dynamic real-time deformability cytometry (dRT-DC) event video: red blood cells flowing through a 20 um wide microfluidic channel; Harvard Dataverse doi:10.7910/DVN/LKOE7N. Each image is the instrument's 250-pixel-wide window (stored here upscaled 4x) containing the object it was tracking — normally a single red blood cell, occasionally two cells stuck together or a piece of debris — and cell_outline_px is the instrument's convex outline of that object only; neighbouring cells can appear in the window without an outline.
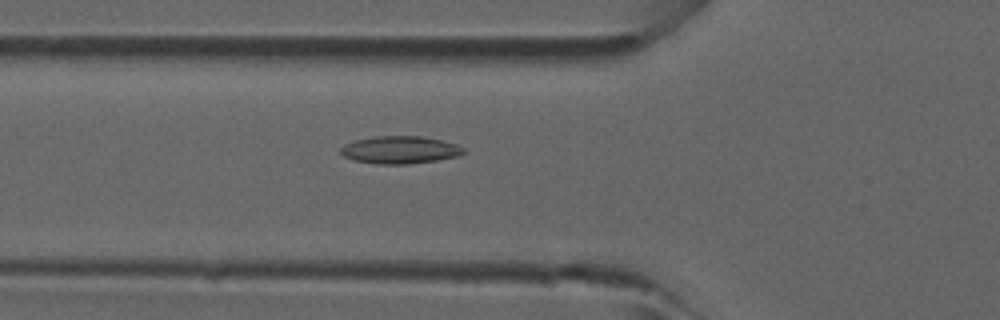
{"species": "common noctule bat (a hibernating species)", "species_latin": "Nyctalus noctula", "temperature_condition": "room temperature", "stored_images_in_passage": 32, "camera_frame_rate_fps": 3000, "um_per_image_px": 0.085, "animal": {"sex": "male", "forearm_length_mm": 52.5}, "frame": {"image": 1, "passage_image": 5, "time_ms": 1.333, "image_size_px": [1000, 320], "cell_outline_px": [[464, 152], [460, 156], [436, 160], [408, 164], [376, 164], [356, 160], [344, 156], [340, 152], [340, 148], [344, 144], [356, 140], [376, 136], [420, 136], [440, 140], [456, 144], [464, 148]], "centroid_in_image_um": [34.0, 12.74], "position_along_channel_um": 91.8, "area_um2": 19.59}}
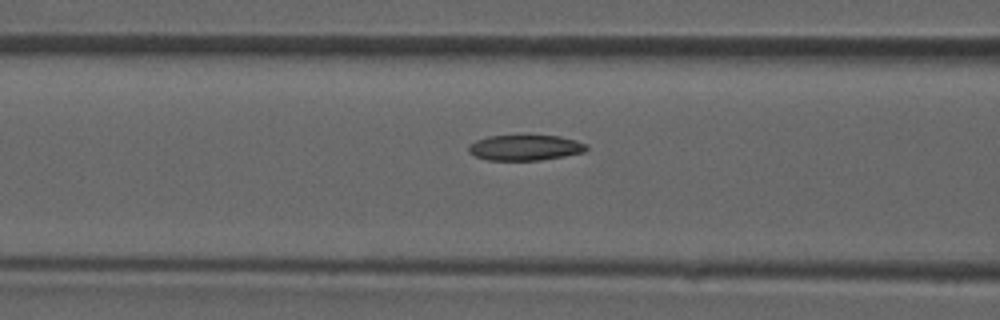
{"frame": {"image": 2, "passage_image": 7, "time_ms": 2.0, "image_size_px": [1000, 320], "cell_outline_px": [[588, 148], [584, 152], [564, 156], [540, 160], [488, 160], [476, 156], [468, 152], [468, 144], [476, 140], [488, 136], [560, 136], [576, 140], [588, 144]], "centroid_in_image_um": [44.64, 12.55], "position_along_channel_um": 122.0, "area_um2": 17.51}}
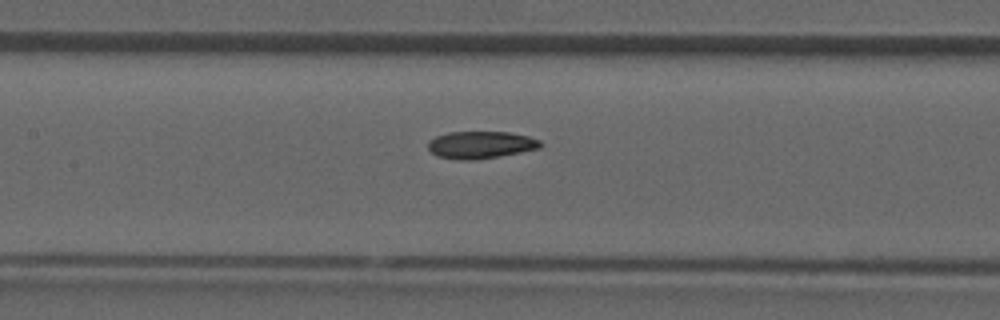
{"frame": {"image": 3, "passage_image": 10, "time_ms": 3.0, "image_size_px": [1000, 320], "cell_outline_px": [[544, 144], [540, 148], [500, 156], [472, 160], [460, 160], [436, 156], [428, 148], [428, 140], [436, 136], [448, 132], [508, 132], [528, 136], [540, 140]], "centroid_in_image_um": [40.85, 12.31], "position_along_channel_um": 166.5, "area_um2": 17.92}}